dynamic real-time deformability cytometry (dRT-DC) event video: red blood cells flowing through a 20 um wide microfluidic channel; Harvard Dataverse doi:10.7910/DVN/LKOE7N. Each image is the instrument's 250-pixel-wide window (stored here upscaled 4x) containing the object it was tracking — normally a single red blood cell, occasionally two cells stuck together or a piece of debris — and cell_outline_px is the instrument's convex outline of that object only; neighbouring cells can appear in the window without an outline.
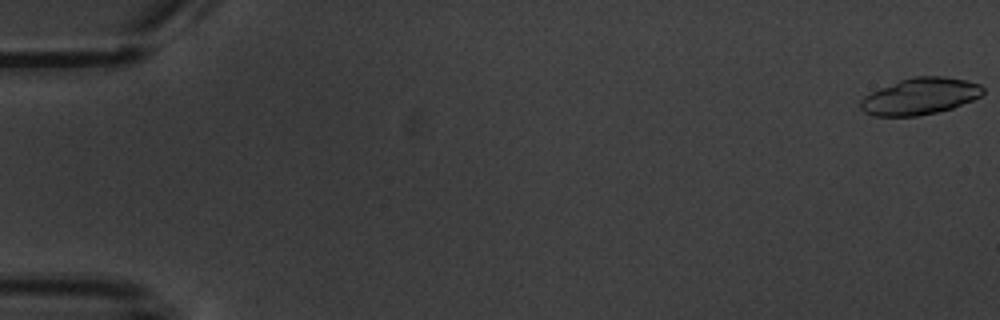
{"species": "common noctule bat (a hibernating species)", "species_latin": "Nyctalus noctula", "temperature_condition": "warm", "stored_images_in_passage": 4, "camera_frame_rate_fps": 3000, "um_per_image_px": 0.085, "animal": {"sex": "male", "body_mass_g": 20.1, "forearm_length_mm": 53.5}, "frame": {"image": 1, "passage_image": 1, "time_ms": 0.0, "image_size_px": [1000, 320], "cell_outline_px": [[984, 92], [980, 96], [972, 100], [952, 108], [936, 112], [916, 116], [872, 116], [864, 112], [860, 108], [860, 100], [864, 96], [872, 92], [900, 80], [912, 76], [940, 76], [964, 80], [980, 84], [984, 88]], "centroid_in_image_um": [78.19, 8.19], "position_along_channel_um": 6.8, "area_um2": 25.95}}